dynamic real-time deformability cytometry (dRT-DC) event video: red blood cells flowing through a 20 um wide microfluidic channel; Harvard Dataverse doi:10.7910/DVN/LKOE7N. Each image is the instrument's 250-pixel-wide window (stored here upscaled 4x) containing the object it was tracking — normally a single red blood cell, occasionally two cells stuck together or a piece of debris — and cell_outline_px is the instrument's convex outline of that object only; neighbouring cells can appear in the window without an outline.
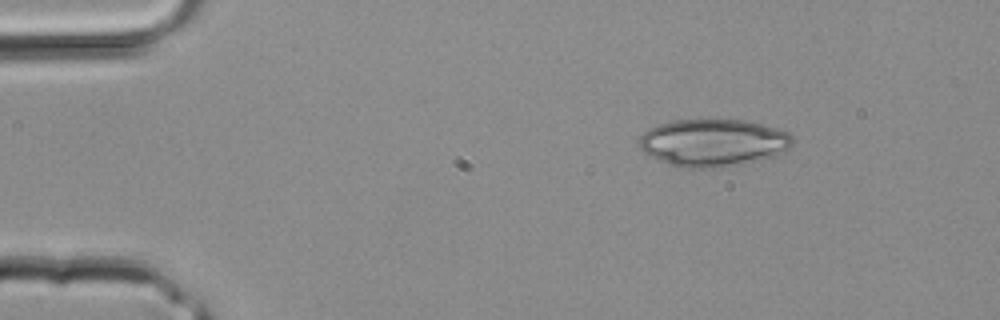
{"species": "common noctule bat (a hibernating species)", "species_latin": "Nyctalus noctula", "temperature_condition": "room temperature", "stored_images_in_passage": 3, "camera_frame_rate_fps": 3000, "um_per_image_px": 0.085, "animal": {"sex": "male", "body_mass_g": 20.4}, "frame": {"image": 1, "passage_image": 3, "time_ms": 0.667, "image_size_px": [1000, 320], "cell_outline_px": [[796, 136], [792, 144], [788, 148], [776, 156], [720, 168], [684, 168], [660, 160], [644, 152], [640, 148], [640, 136], [644, 132], [660, 124], [676, 120], [744, 120], [776, 128], [788, 132]], "centroid_in_image_um": [60.67, 12.13], "position_along_channel_um": 24.3, "area_um2": 42.08}}